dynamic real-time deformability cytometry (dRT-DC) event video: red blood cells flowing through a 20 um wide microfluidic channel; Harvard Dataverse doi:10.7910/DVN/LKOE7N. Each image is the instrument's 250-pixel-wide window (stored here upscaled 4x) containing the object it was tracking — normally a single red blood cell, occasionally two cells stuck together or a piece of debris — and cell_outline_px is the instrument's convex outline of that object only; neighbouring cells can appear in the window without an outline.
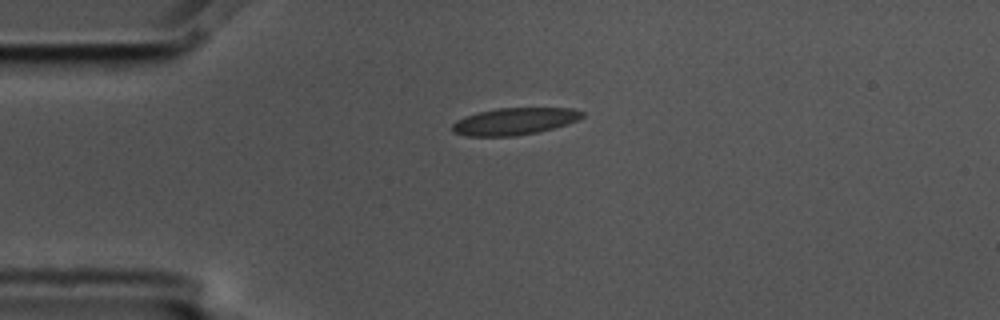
{"species": "common noctule bat (a hibernating species)", "species_latin": "Nyctalus noctula", "temperature_condition": "cold", "stored_images_in_passage": 5, "camera_frame_rate_fps": 3000, "um_per_image_px": 0.085, "animal": {"sex": "male", "body_mass_g": 17.5, "forearm_length_mm": 52.3}, "frame": {"image": 1, "passage_image": 5, "time_ms": 1.333, "image_size_px": [1000, 320], "cell_outline_px": [[584, 116], [568, 124], [536, 132], [516, 136], [468, 136], [452, 132], [452, 124], [456, 120], [464, 116], [496, 108], [572, 108], [584, 112]], "centroid_in_image_um": [43.71, 10.31], "position_along_channel_um": 41.3, "area_um2": 20.4}}